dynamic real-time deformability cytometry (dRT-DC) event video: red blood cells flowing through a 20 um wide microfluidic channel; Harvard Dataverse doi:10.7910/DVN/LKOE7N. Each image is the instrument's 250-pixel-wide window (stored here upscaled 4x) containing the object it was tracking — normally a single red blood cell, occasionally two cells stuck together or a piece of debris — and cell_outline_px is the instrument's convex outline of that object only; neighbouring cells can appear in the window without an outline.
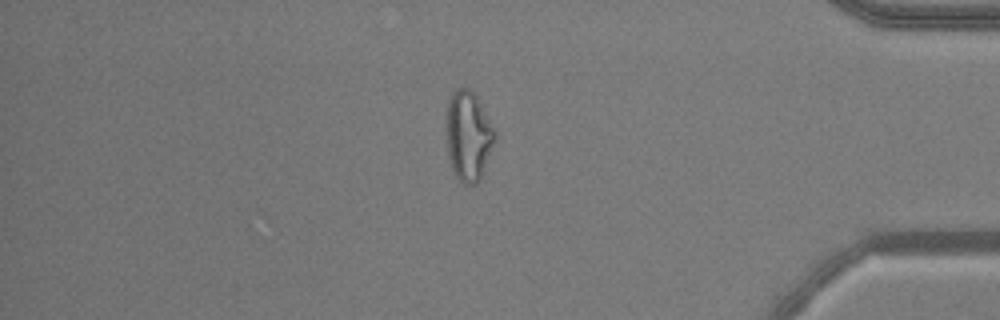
{"species": "common noctule bat (a hibernating species)", "species_latin": "Nyctalus noctula", "temperature_condition": "warm", "stored_images_in_passage": 52, "camera_frame_rate_fps": 3000, "um_per_image_px": 0.085, "animal": {"sex": "male", "body_mass_g": 20.5, "forearm_length_mm": 52.5}, "frame": {"image": 1, "passage_image": 44, "time_ms": 14.333, "image_size_px": [1000, 320], "cell_outline_px": [[496, 140], [484, 172], [480, 180], [476, 184], [464, 184], [456, 176], [452, 168], [448, 156], [448, 100], [452, 92], [456, 88], [468, 88], [476, 96], [496, 132]], "centroid_in_image_um": [39.85, 11.58], "position_along_channel_um": 395.4, "area_um2": 25.09}, "authors_computed_cell_mechanics": {"area_um2": 25.143, "velocity_mm_per_s": 3.8589, "shape_relaxation_time_tau1_ms": null, "shape_relaxation_time_tau2_ms": 1.5908, "deformation_change_tau1": null, "deformation_change_tau2": 0.1108}}